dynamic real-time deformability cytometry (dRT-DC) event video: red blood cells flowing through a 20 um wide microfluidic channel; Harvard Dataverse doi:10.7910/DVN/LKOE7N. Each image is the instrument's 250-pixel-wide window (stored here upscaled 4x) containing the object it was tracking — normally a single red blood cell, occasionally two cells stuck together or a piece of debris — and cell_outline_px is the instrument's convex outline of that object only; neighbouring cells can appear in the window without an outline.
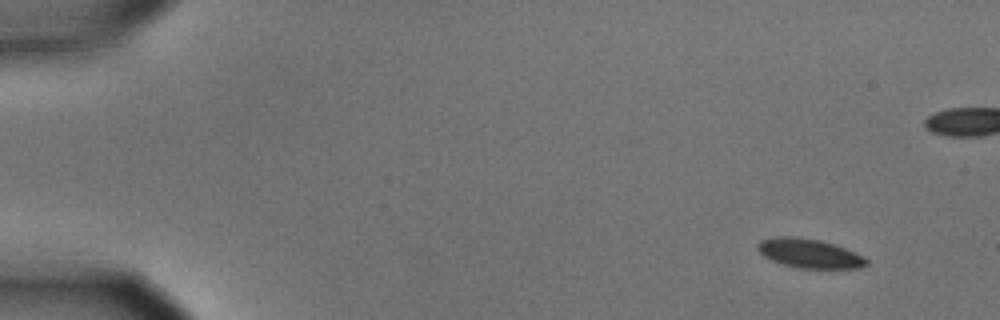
{"species": "common noctule bat (a hibernating species)", "species_latin": "Nyctalus noctula", "temperature_condition": "cold", "stored_images_in_passage": 6, "camera_frame_rate_fps": 3000, "um_per_image_px": 0.085, "animal": {"sex": "male", "body_mass_g": 15.6}, "frame": {"image": 1, "passage_image": 1, "time_ms": 0.0, "image_size_px": [1000, 320], "cell_outline_px": [[868, 264], [860, 268], [800, 268], [784, 264], [772, 260], [764, 256], [756, 248], [756, 244], [760, 240], [772, 236], [796, 236], [820, 240], [836, 244], [856, 252], [864, 256], [868, 260]], "centroid_in_image_um": [68.8, 21.51], "position_along_channel_um": 16.2, "area_um2": 18.73}}